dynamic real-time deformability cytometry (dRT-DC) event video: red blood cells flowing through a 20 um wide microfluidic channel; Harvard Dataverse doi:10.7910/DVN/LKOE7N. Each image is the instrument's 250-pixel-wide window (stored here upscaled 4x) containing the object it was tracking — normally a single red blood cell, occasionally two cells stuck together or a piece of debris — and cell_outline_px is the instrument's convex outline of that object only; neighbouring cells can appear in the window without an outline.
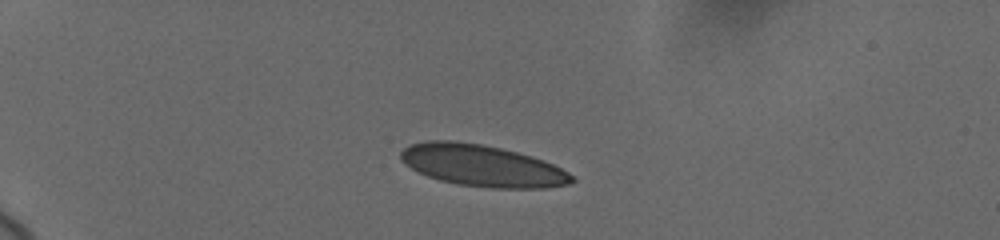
{"species": "human", "species_latin": "Homo sapiens", "temperature_condition": "cold", "stored_images_in_passage": 29, "camera_frame_rate_fps": 3000, "um_per_image_px": 0.085, "donor": {"sex": "female"}, "frame": {"image": 1, "passage_image": 1, "time_ms": 0.0, "image_size_px": [1000, 240], "cell_outline_px": [[576, 180], [568, 184], [544, 188], [492, 188], [456, 184], [440, 180], [428, 176], [404, 164], [400, 160], [400, 152], [408, 144], [428, 140], [452, 140], [480, 144], [500, 148], [532, 156], [544, 160], [568, 172]], "centroid_in_image_um": [40.95, 14.07], "position_along_channel_um": 44.0, "area_um2": 41.44}}
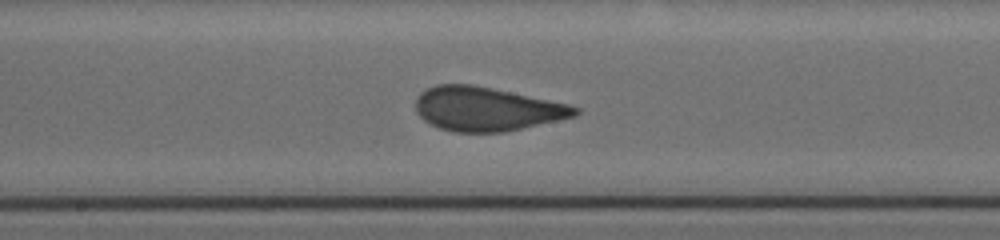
{"frame": {"image": 2, "passage_image": 17, "time_ms": 6.0, "image_size_px": [1000, 240], "cell_outline_px": [[580, 112], [576, 116], [504, 132], [452, 132], [440, 128], [424, 120], [416, 112], [416, 100], [420, 92], [436, 84], [472, 84], [492, 88], [568, 104], [580, 108]], "centroid_in_image_um": [41.35, 9.26], "position_along_channel_um": 206.9, "area_um2": 40.58}}
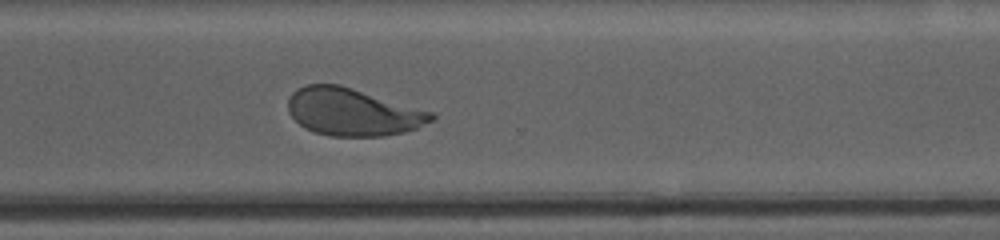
{"frame": {"image": 3, "passage_image": 29, "time_ms": 9.667, "image_size_px": [1000, 240], "cell_outline_px": [[436, 120], [416, 128], [404, 132], [384, 136], [332, 136], [316, 132], [304, 128], [288, 112], [288, 100], [292, 92], [308, 84], [340, 84], [432, 112], [436, 116]], "centroid_in_image_um": [29.99, 9.52], "position_along_channel_um": 340.6, "area_um2": 39.48}}